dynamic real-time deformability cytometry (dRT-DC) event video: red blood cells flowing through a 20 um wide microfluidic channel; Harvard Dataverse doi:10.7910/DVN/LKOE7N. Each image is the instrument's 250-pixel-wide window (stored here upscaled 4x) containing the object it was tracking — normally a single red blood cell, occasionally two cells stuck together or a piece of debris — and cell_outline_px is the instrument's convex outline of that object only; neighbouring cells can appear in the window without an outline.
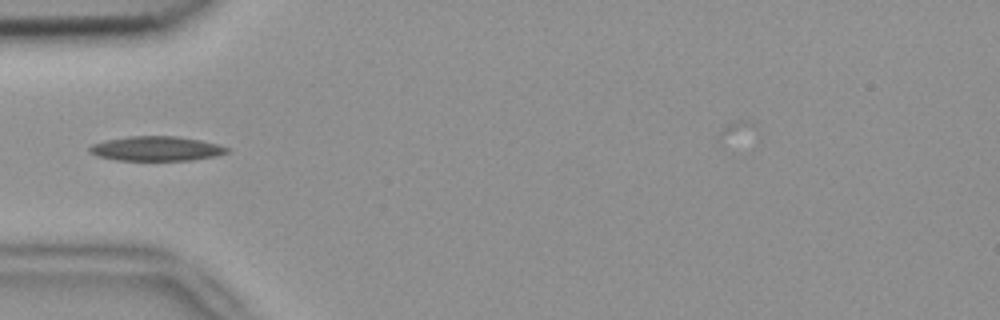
{"species": "common noctule bat (a hibernating species)", "species_latin": "Nyctalus noctula", "temperature_condition": "room temperature", "stored_images_in_passage": 4, "camera_frame_rate_fps": 3000, "um_per_image_px": 0.085, "animal": {"sex": "female", "body_mass_g": 18.4}, "frame": {"image": 1, "passage_image": 3, "time_ms": 0.667, "image_size_px": [1000, 320], "cell_outline_px": [[228, 152], [216, 156], [192, 160], [116, 160], [96, 156], [88, 152], [88, 148], [92, 144], [108, 140], [128, 136], [176, 136], [200, 140], [216, 144], [228, 148]], "centroid_in_image_um": [13.25, 12.63], "position_along_channel_um": 71.8, "area_um2": 19.59}}